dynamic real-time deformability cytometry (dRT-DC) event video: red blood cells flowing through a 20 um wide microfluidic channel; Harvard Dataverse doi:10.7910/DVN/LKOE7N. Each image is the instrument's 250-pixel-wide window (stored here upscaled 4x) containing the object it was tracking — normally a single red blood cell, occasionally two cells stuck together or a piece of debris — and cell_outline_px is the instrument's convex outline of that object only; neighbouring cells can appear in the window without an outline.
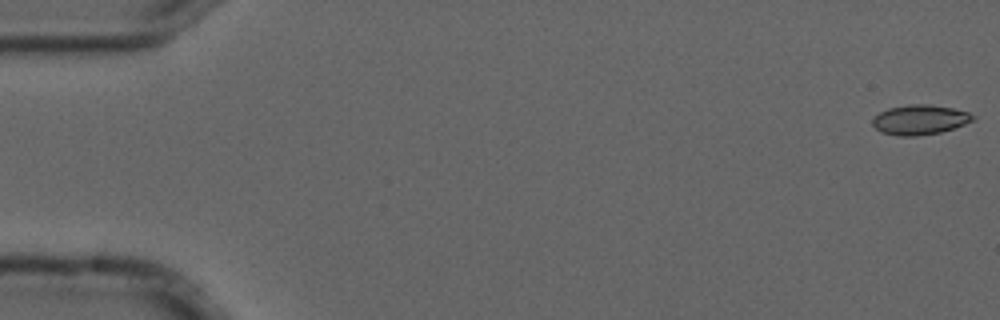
{"species": "common noctule bat (a hibernating species)", "species_latin": "Nyctalus noctula", "temperature_condition": "cold", "stored_images_in_passage": 5, "camera_frame_rate_fps": 3000, "um_per_image_px": 0.085, "animal": {"sex": "male", "forearm_length_mm": 52.5}, "frame": {"image": 1, "passage_image": 1, "time_ms": 0.0, "image_size_px": [1000, 320], "cell_outline_px": [[976, 120], [940, 132], [916, 136], [900, 136], [880, 132], [872, 124], [872, 120], [880, 112], [888, 108], [912, 104], [928, 104], [952, 108], [968, 112], [976, 116]], "centroid_in_image_um": [78.2, 10.18], "position_along_channel_um": 6.8, "area_um2": 17.34}}
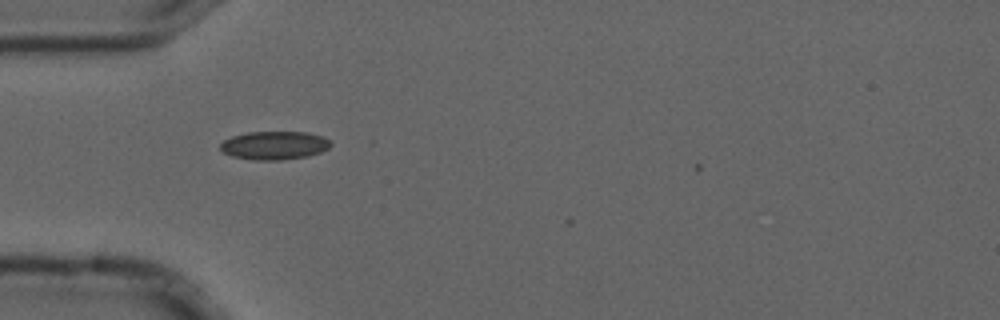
{"frame": {"image": 2, "passage_image": 4, "time_ms": 1.0, "image_size_px": [1000, 320], "cell_outline_px": [[332, 144], [328, 148], [320, 152], [308, 156], [280, 160], [252, 160], [232, 156], [224, 152], [220, 148], [220, 144], [224, 140], [232, 136], [248, 132], [308, 132], [324, 136]], "centroid_in_image_um": [23.33, 12.35], "position_along_channel_um": 61.7, "area_um2": 18.26}}
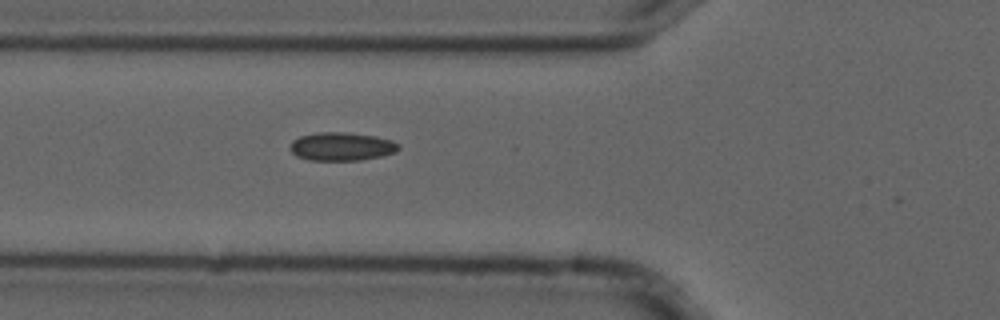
{"frame": {"image": 3, "passage_image": 5, "time_ms": 1.333, "image_size_px": [1000, 320], "cell_outline_px": [[400, 148], [396, 152], [380, 156], [360, 160], [308, 160], [296, 156], [292, 152], [292, 140], [300, 136], [316, 132], [348, 132], [376, 136], [392, 140], [400, 144]], "centroid_in_image_um": [29.06, 12.44], "position_along_channel_um": 96.7, "area_um2": 17.98}}